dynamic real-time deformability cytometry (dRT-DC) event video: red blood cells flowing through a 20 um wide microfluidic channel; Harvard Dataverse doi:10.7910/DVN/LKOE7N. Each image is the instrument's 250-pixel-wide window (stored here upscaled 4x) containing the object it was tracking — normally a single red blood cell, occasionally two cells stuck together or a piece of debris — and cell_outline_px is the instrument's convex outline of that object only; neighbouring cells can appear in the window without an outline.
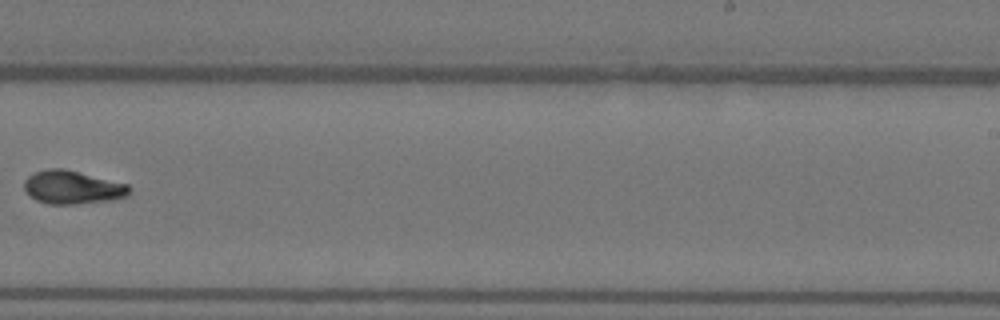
{"species": "Egyptian fruit bat (a non-hibernating species)", "species_latin": "Rousettus aegyptiacus", "temperature_condition": "warm", "stored_images_in_passage": 10, "camera_frame_rate_fps": 3000, "um_per_image_px": 0.085, "animal": {"sex": "female"}, "frame": {"image": 1, "passage_image": 9, "time_ms": 2.667, "image_size_px": [1000, 320], "cell_outline_px": [[132, 192], [128, 196], [112, 200], [76, 204], [48, 204], [36, 200], [24, 188], [24, 180], [32, 172], [48, 168], [64, 168], [128, 184], [132, 188]], "centroid_in_image_um": [6.19, 15.91], "position_along_channel_um": 282.8, "area_um2": 20.63}}
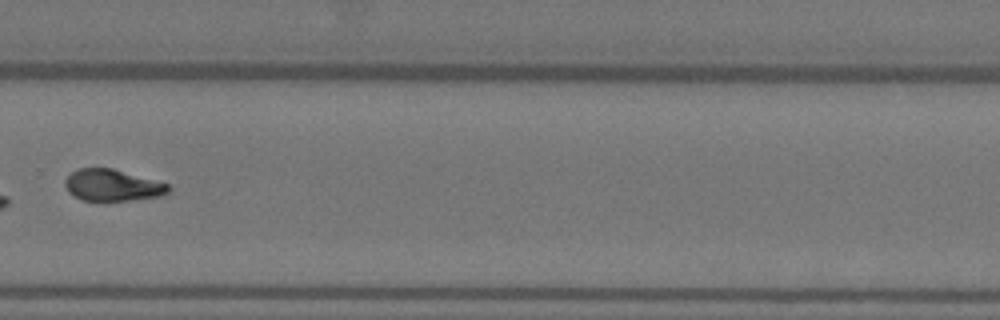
{"frame": {"image": 2, "passage_image": 10, "time_ms": 3.0, "image_size_px": [1000, 320], "cell_outline_px": [[172, 188], [164, 196], [128, 200], [84, 200], [72, 196], [68, 192], [64, 184], [64, 180], [72, 172], [80, 168], [112, 168], [168, 184]], "centroid_in_image_um": [9.55, 15.75], "position_along_channel_um": 320.3, "area_um2": 18.96}}